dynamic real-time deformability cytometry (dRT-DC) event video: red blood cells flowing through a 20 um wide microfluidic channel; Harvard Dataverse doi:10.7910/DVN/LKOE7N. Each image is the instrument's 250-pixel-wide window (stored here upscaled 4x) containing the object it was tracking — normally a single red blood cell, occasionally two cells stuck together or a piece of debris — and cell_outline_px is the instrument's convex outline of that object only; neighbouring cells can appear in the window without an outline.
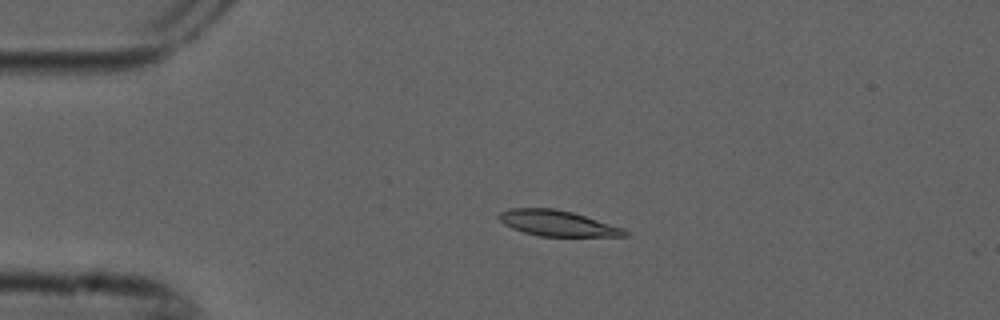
{"species": "common noctule bat (a hibernating species)", "species_latin": "Nyctalus noctula", "temperature_condition": "cold", "stored_images_in_passage": 5, "camera_frame_rate_fps": 3000, "um_per_image_px": 0.085, "animal": {"sex": "male", "forearm_length_mm": 52.5}, "frame": {"image": 1, "passage_image": 4, "time_ms": 1.0, "image_size_px": [1000, 320], "cell_outline_px": [[628, 236], [540, 236], [524, 232], [512, 228], [504, 224], [496, 216], [500, 212], [508, 208], [556, 208], [572, 212], [624, 228], [628, 232]], "centroid_in_image_um": [47.35, 18.97], "position_along_channel_um": 37.6, "area_um2": 18.79}}